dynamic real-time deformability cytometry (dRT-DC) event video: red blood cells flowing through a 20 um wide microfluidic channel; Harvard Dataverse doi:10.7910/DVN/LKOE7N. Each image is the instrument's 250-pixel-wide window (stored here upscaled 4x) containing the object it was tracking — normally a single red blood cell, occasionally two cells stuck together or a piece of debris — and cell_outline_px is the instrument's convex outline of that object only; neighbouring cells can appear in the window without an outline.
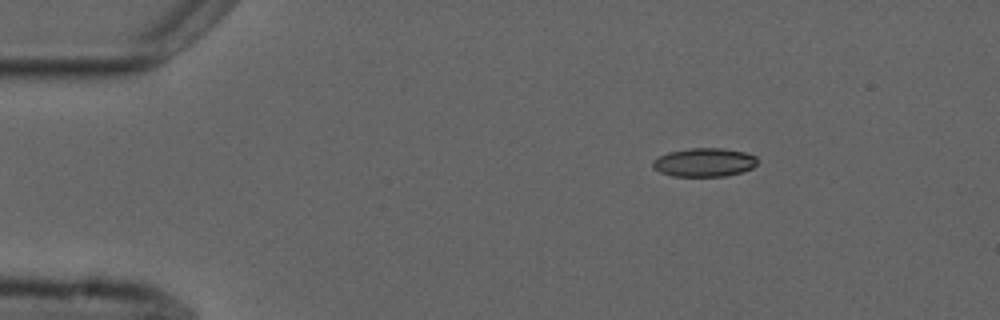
{"species": "common noctule bat (a hibernating species)", "species_latin": "Nyctalus noctula", "temperature_condition": "cold", "stored_images_in_passage": 39, "camera_frame_rate_fps": 3000, "um_per_image_px": 0.085, "animal": {"sex": "male", "forearm_length_mm": 52.5}, "frame": {"image": 1, "passage_image": 1, "time_ms": 0.0, "image_size_px": [1000, 320], "cell_outline_px": [[756, 164], [752, 168], [740, 172], [724, 176], [672, 176], [660, 172], [652, 168], [652, 160], [668, 152], [688, 148], [724, 148], [744, 152], [756, 156]], "centroid_in_image_um": [59.82, 13.79], "position_along_channel_um": 25.2, "area_um2": 17.46}}
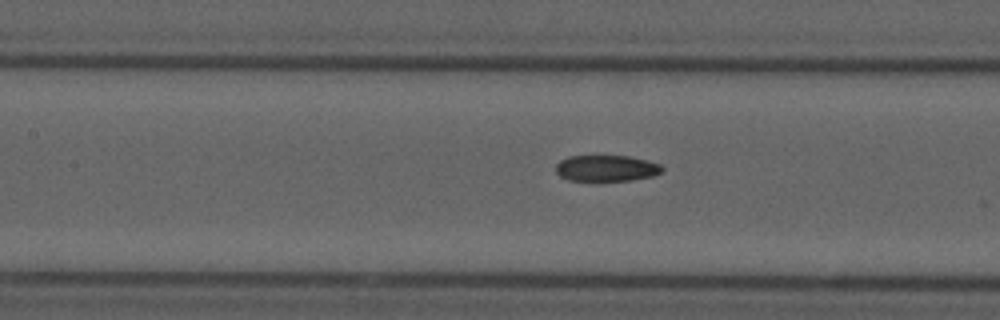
{"frame": {"image": 2, "passage_image": 17, "time_ms": 5.333, "image_size_px": [1000, 320], "cell_outline_px": [[664, 168], [660, 172], [652, 176], [632, 180], [568, 180], [560, 176], [556, 172], [556, 164], [560, 160], [568, 156], [628, 156], [648, 160], [660, 164]], "centroid_in_image_um": [51.54, 14.29], "position_along_channel_um": 155.9, "area_um2": 16.13}}
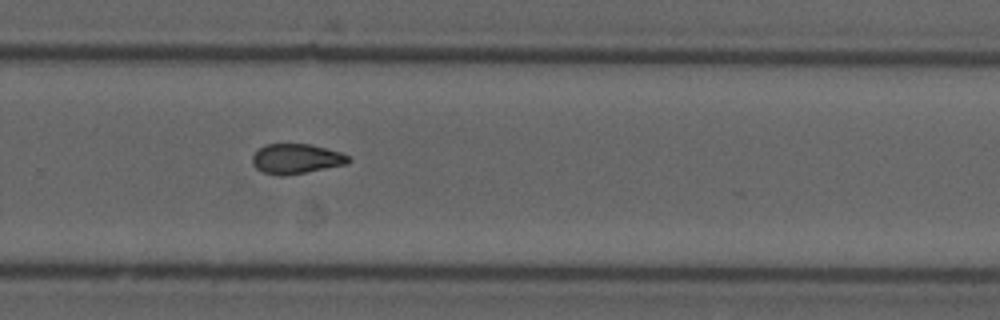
{"frame": {"image": 3, "passage_image": 29, "time_ms": 9.333, "image_size_px": [1000, 320], "cell_outline_px": [[352, 160], [348, 164], [284, 176], [280, 176], [264, 172], [256, 168], [252, 164], [252, 156], [264, 144], [312, 144], [340, 152], [348, 156]], "centroid_in_image_um": [25.19, 13.49], "position_along_channel_um": 304.6, "area_um2": 16.76}, "authors_computed_cell_mechanics": {"area_um2": 17.2822, "velocity_mm_per_s": 3.7331, "shape_relaxation_time_tau1_ms": null, "shape_relaxation_time_tau2_ms": 2.3025, "deformation_change_tau1": null, "deformation_change_tau2": 0.0831}}